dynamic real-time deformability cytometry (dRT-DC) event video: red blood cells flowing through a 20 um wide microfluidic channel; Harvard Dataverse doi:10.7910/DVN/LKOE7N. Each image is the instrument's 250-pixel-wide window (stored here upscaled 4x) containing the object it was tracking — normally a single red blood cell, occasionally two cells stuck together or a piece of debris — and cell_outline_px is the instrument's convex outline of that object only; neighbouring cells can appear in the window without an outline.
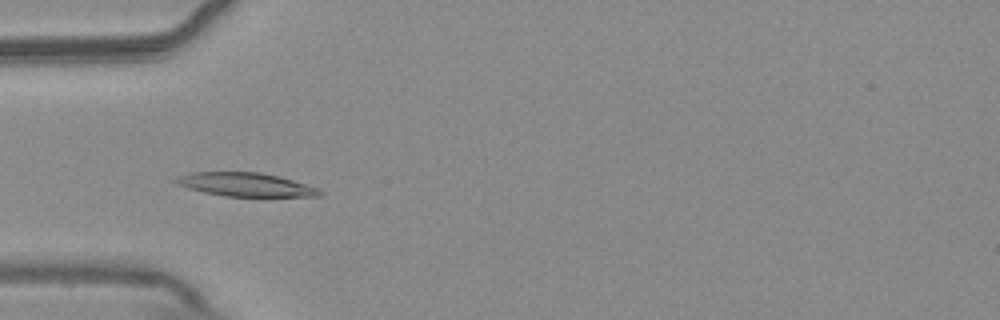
{"species": "common noctule bat (a hibernating species)", "species_latin": "Nyctalus noctula", "temperature_condition": "warm", "stored_images_in_passage": 54, "camera_frame_rate_fps": 3000, "um_per_image_px": 0.085, "animal": {"sex": "male", "body_mass_g": 20.4}, "frame": {"image": 1, "passage_image": 17, "time_ms": 5.333, "image_size_px": [1000, 320], "cell_outline_px": [[324, 192], [320, 196], [224, 196], [204, 192], [188, 188], [176, 184], [172, 180], [176, 176], [192, 172], [260, 172], [292, 180], [320, 188]], "centroid_in_image_um": [20.84, 15.68], "position_along_channel_um": 64.2, "area_um2": 19.77}}
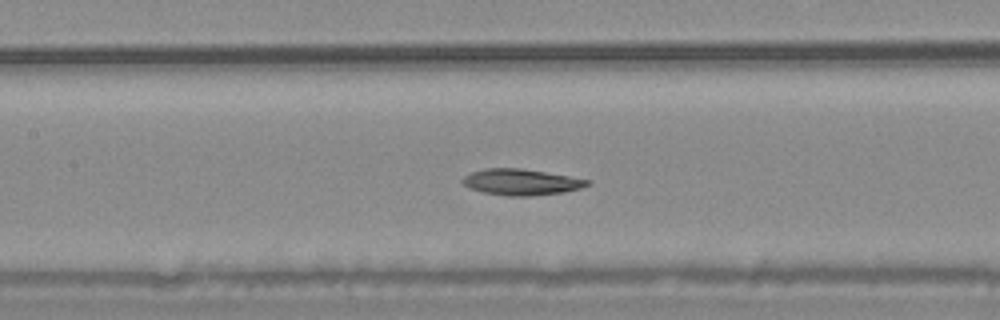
{"frame": {"image": 2, "passage_image": 25, "time_ms": 8.0, "image_size_px": [1000, 320], "cell_outline_px": [[592, 184], [580, 188], [564, 192], [528, 196], [504, 196], [484, 192], [468, 188], [460, 180], [464, 176], [472, 172], [484, 168], [520, 168], [592, 180]], "centroid_in_image_um": [44.29, 15.48], "position_along_channel_um": 163.1, "area_um2": 19.02}}
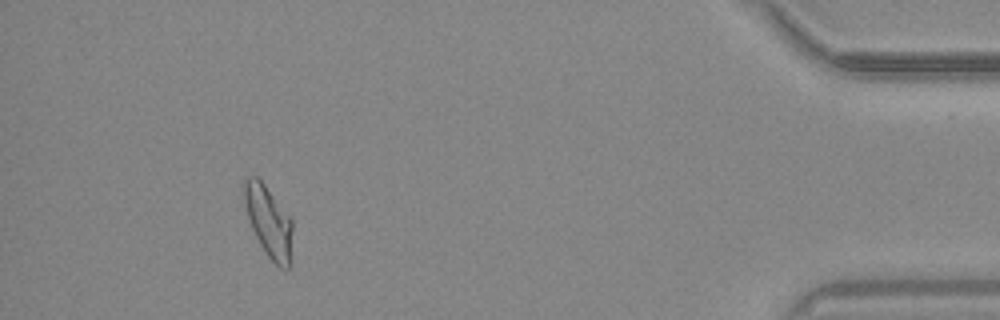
{"frame": {"image": 3, "passage_image": 50, "time_ms": 16.333, "image_size_px": [1000, 320], "cell_outline_px": [[292, 260], [288, 268], [280, 268], [268, 256], [260, 244], [252, 228], [248, 216], [244, 200], [244, 180], [248, 176], [256, 176], [264, 184], [292, 220]], "centroid_in_image_um": [22.86, 18.86], "position_along_channel_um": 412.3, "area_um2": 19.77}, "authors_computed_cell_mechanics": {"area_um2": 19.5653, "velocity_mm_per_s": 3.7306, "shape_relaxation_time_tau1_ms": null, "shape_relaxation_time_tau2_ms": 6.5414, "deformation_change_tau1": null, "deformation_change_tau2": 0.12}}